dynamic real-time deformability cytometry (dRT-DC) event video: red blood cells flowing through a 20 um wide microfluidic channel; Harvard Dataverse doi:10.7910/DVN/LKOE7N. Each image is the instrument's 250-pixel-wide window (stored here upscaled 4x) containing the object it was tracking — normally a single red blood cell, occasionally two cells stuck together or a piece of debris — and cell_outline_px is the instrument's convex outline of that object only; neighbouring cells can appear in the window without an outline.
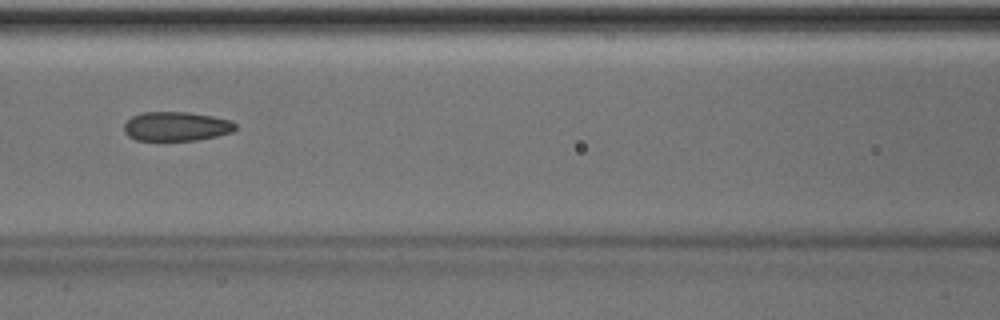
{"species": "Egyptian fruit bat (a non-hibernating species)", "species_latin": "Rousettus aegyptiacus", "temperature_condition": "room temperature", "stored_images_in_passage": 45, "camera_frame_rate_fps": 3000, "um_per_image_px": 0.085, "animal": {"sex": "male"}, "frame": {"image": 1, "passage_image": 23, "time_ms": 7.333, "image_size_px": [1000, 320], "cell_outline_px": [[236, 128], [232, 132], [216, 136], [196, 140], [136, 140], [128, 136], [124, 132], [124, 124], [132, 116], [144, 112], [188, 112], [212, 116], [228, 120], [236, 124]], "centroid_in_image_um": [14.96, 10.74], "position_along_channel_um": 151.6, "area_um2": 18.84}}
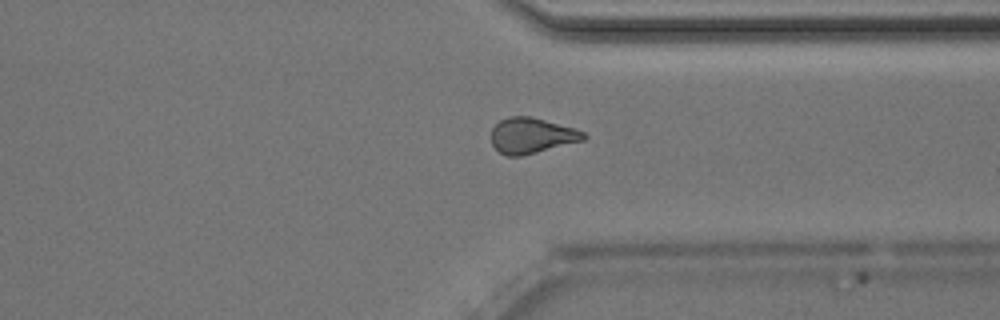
{"frame": {"image": 2, "passage_image": 39, "time_ms": 12.667, "image_size_px": [1000, 320], "cell_outline_px": [[588, 136], [584, 140], [520, 156], [508, 156], [500, 152], [492, 144], [492, 128], [500, 120], [508, 116], [532, 116], [576, 128], [584, 132]], "centroid_in_image_um": [45.21, 11.5], "position_along_channel_um": 366.2, "area_um2": 19.13}}
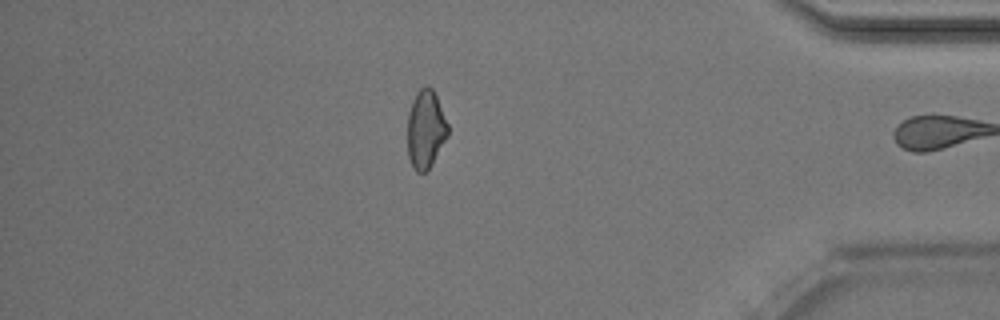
{"frame": {"image": 3, "passage_image": 44, "time_ms": 14.333, "image_size_px": [1000, 320], "cell_outline_px": [[448, 136], [432, 164], [424, 172], [416, 172], [408, 156], [408, 112], [412, 100], [416, 92], [420, 88], [432, 88], [436, 96], [448, 124]], "centroid_in_image_um": [36.18, 10.99], "position_along_channel_um": 399.0, "area_um2": 18.21}, "authors_computed_cell_mechanics": {"area_um2": 19.8832, "velocity_mm_per_s": 4.0374, "shape_relaxation_time_tau1_ms": 5.6697, "shape_relaxation_time_tau2_ms": 2.2775, "deformation_change_tau1": 0.1123, "deformation_change_tau2": 0.0835}}